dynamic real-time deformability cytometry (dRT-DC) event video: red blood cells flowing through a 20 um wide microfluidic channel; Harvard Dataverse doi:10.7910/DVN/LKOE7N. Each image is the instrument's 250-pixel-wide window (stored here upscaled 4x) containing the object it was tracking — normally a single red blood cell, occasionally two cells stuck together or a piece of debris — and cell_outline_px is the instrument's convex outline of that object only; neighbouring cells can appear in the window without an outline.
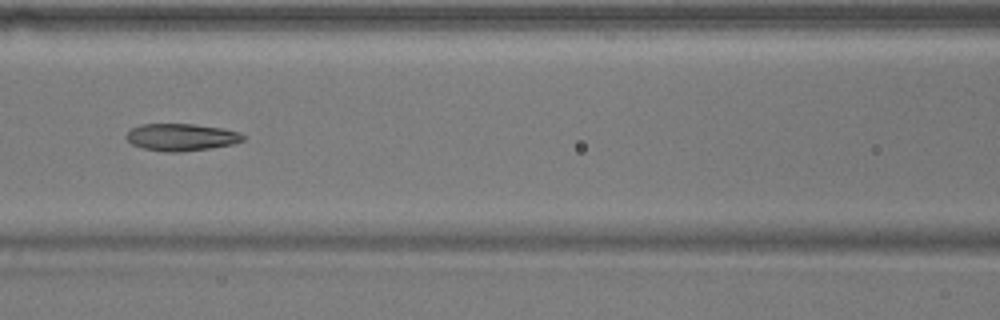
{"species": "common noctule bat (a hibernating species)", "species_latin": "Nyctalus noctula", "temperature_condition": "warm", "stored_images_in_passage": 33, "camera_frame_rate_fps": 3000, "um_per_image_px": 0.085, "animal": {"sex": "male", "body_mass_g": 17.9}, "frame": {"image": 1, "passage_image": 10, "time_ms": 3.0, "image_size_px": [1000, 320], "cell_outline_px": [[244, 140], [232, 144], [208, 148], [180, 152], [168, 152], [144, 148], [132, 144], [124, 136], [132, 128], [140, 124], [192, 124], [224, 128], [236, 132], [244, 136]], "centroid_in_image_um": [15.38, 11.65], "position_along_channel_um": 151.2, "area_um2": 18.26}, "authors_computed_cell_mechanics": {"area_um2": 18.2648, "velocity_mm_per_s": 3.7414, "shape_relaxation_time_tau1_ms": 5.7601, "shape_relaxation_time_tau2_ms": 3.0116, "deformation_change_tau1": 0.1863, "deformation_change_tau2": 0.113}}